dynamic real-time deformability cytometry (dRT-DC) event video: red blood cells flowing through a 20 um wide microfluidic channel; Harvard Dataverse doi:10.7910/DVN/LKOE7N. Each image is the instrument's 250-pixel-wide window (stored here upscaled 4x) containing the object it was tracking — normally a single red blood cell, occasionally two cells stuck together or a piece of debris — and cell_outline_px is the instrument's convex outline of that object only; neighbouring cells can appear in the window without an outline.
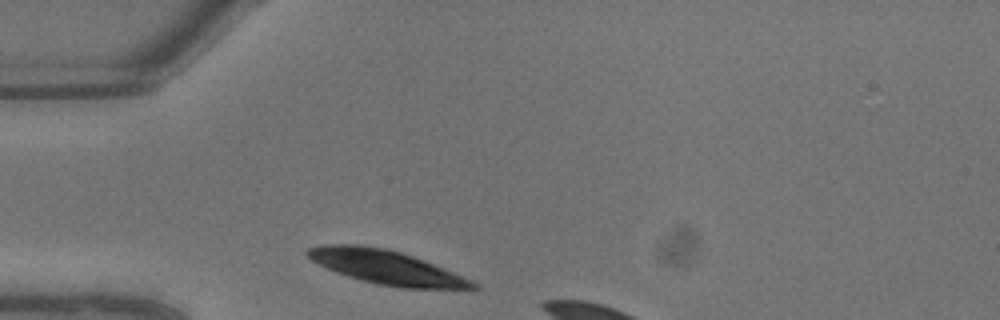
{"species": "common noctule bat (a hibernating species)", "species_latin": "Nyctalus noctula", "temperature_condition": "warm", "stored_images_in_passage": 3, "camera_frame_rate_fps": 3000, "um_per_image_px": 0.085, "animal": {"sex": "male", "body_mass_g": 13.3}, "frame": {"image": 1, "passage_image": 1, "time_ms": 0.0, "image_size_px": [1000, 320], "cell_outline_px": [[480, 288], [400, 288], [376, 284], [360, 280], [336, 272], [312, 260], [304, 252], [308, 248], [320, 244], [360, 244], [384, 248], [400, 252], [424, 260], [472, 280]], "centroid_in_image_um": [32.78, 22.7], "position_along_channel_um": 52.2, "area_um2": 32.37}}